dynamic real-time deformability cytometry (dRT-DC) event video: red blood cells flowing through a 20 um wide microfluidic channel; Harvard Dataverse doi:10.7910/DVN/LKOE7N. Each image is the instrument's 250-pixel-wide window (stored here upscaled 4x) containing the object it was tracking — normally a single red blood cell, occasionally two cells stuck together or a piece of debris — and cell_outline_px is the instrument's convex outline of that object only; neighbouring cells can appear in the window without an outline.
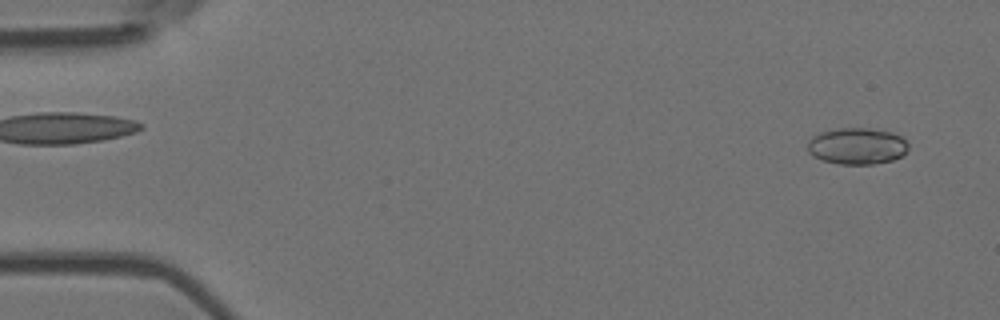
{"species": "Egyptian fruit bat (a non-hibernating species)", "species_latin": "Rousettus aegyptiacus", "temperature_condition": "room temperature", "stored_images_in_passage": 4, "segment_of_instrument_passage": [2, 2], "camera_frame_rate_fps": 3000, "um_per_image_px": 0.085, "animal": {"sex": "female"}, "frame": {"image": 1, "passage_image": 4, "time_ms": 1.0, "image_size_px": [1000, 320], "cell_outline_px": [[908, 148], [900, 156], [892, 160], [872, 164], [840, 164], [824, 160], [812, 156], [808, 152], [808, 140], [812, 136], [820, 132], [840, 128], [868, 128], [892, 132], [900, 136], [908, 144]], "centroid_in_image_um": [72.82, 12.41], "position_along_channel_um": 12.2, "area_um2": 21.33}}